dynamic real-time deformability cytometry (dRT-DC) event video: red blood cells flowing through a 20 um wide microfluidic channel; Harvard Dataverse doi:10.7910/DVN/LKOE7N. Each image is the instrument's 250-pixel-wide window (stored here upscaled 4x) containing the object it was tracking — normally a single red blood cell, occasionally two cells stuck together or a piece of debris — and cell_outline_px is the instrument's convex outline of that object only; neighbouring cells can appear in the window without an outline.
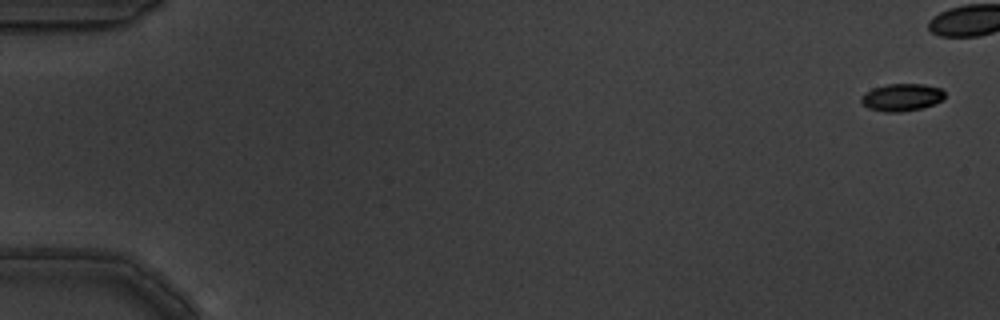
{"species": "common noctule bat (a hibernating species)", "species_latin": "Nyctalus noctula", "temperature_condition": "warm", "stored_images_in_passage": 7, "camera_frame_rate_fps": 3000, "um_per_image_px": 0.085, "animal": {"sex": "male", "body_mass_g": 19.5, "forearm_length_mm": 54.6}, "frame": {"image": 1, "passage_image": 1, "time_ms": 0.0, "image_size_px": [1000, 320], "cell_outline_px": [[944, 100], [920, 108], [900, 112], [884, 112], [868, 108], [860, 100], [860, 96], [872, 88], [888, 84], [924, 84], [940, 88], [944, 92]], "centroid_in_image_um": [76.63, 8.27], "position_along_channel_um": 8.4, "area_um2": 13.29}}